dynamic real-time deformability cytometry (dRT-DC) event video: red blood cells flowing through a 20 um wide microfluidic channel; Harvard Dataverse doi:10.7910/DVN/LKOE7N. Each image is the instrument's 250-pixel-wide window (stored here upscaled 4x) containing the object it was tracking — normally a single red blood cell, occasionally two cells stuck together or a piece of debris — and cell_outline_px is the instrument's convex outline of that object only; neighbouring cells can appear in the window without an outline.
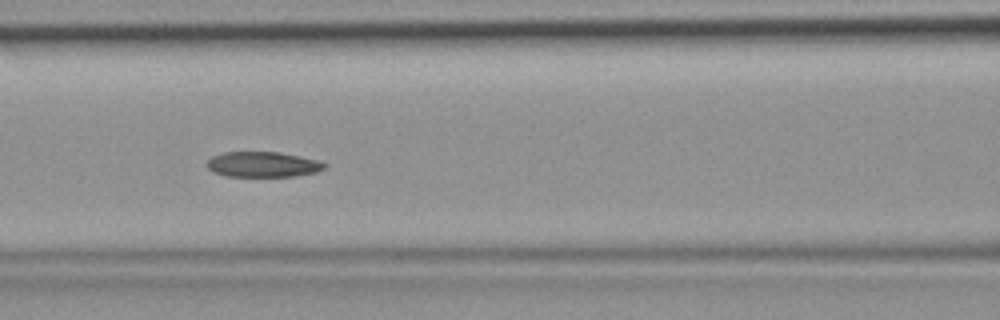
{"species": "common noctule bat (a hibernating species)", "species_latin": "Nyctalus noctula", "temperature_condition": "room temperature", "stored_images_in_passage": 44, "camera_frame_rate_fps": 3000, "um_per_image_px": 0.085, "animal": {"sex": "female", "body_mass_g": 19.9}, "frame": {"image": 1, "passage_image": 19, "time_ms": 6.0, "image_size_px": [1000, 320], "cell_outline_px": [[328, 164], [324, 168], [316, 172], [296, 176], [224, 176], [212, 172], [208, 168], [208, 160], [212, 156], [224, 152], [280, 152], [320, 160]], "centroid_in_image_um": [22.36, 13.97], "position_along_channel_um": 144.2, "area_um2": 17.46}}